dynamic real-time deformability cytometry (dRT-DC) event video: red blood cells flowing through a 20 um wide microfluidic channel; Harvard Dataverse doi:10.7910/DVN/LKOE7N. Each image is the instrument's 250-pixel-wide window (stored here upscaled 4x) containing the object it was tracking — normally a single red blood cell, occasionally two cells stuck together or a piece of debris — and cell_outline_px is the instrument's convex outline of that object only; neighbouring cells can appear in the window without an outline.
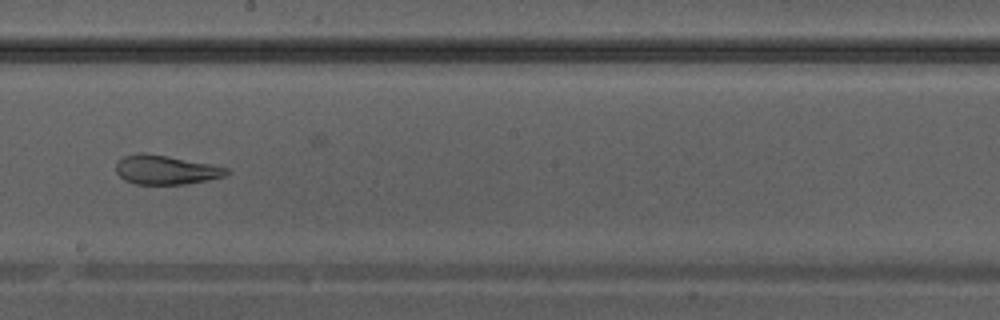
{"species": "Egyptian fruit bat (a non-hibernating species)", "species_latin": "Rousettus aegyptiacus", "temperature_condition": "warm", "stored_images_in_passage": 42, "camera_frame_rate_fps": 3000, "um_per_image_px": 0.085, "animal": {"sex": "male"}, "frame": {"image": 1, "passage_image": 24, "time_ms": 7.667, "image_size_px": [1000, 320], "cell_outline_px": [[228, 172], [224, 176], [208, 180], [184, 184], [136, 184], [124, 180], [116, 172], [116, 160], [124, 156], [140, 152], [144, 152], [168, 156], [212, 164], [228, 168]], "centroid_in_image_um": [14.05, 14.42], "position_along_channel_um": 234.1, "area_um2": 18.84}}